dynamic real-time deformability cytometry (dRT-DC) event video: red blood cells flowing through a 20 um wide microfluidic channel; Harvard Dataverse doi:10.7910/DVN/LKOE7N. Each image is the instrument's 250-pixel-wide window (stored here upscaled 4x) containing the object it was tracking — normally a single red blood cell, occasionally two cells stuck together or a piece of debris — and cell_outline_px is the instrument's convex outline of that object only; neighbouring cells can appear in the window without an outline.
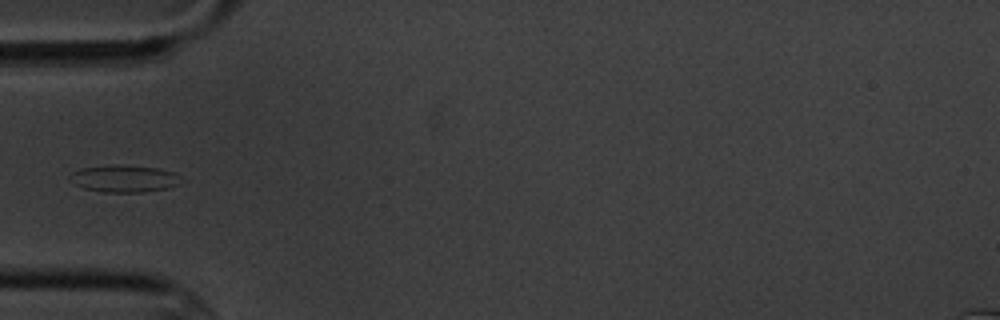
{"species": "common noctule bat (a hibernating species)", "species_latin": "Nyctalus noctula", "temperature_condition": "cold", "stored_images_in_passage": 6, "camera_frame_rate_fps": 3000, "um_per_image_px": 0.085, "animal": {"sex": "male", "body_mass_g": 20.1, "forearm_length_mm": 53.5}, "frame": {"image": 1, "passage_image": 6, "time_ms": 5.667, "image_size_px": [1000, 320], "cell_outline_px": [[188, 180], [180, 184], [168, 188], [144, 192], [104, 192], [84, 188], [68, 180], [68, 176], [72, 172], [80, 168], [116, 164], [120, 164], [156, 168], [176, 172]], "centroid_in_image_um": [10.63, 15.17], "position_along_channel_um": 74.4, "area_um2": 18.03}}